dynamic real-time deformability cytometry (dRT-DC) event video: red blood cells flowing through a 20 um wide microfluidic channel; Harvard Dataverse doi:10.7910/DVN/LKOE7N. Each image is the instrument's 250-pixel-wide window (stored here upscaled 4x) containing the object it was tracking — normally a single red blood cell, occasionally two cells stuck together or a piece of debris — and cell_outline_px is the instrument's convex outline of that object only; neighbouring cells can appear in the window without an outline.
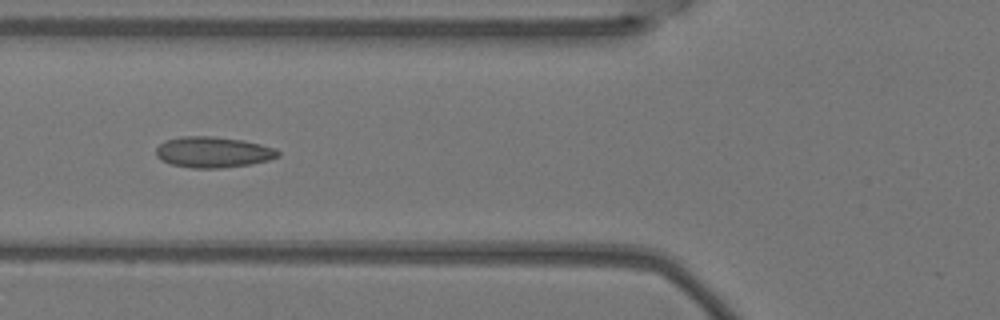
{"species": "Egyptian fruit bat (a non-hibernating species)", "species_latin": "Rousettus aegyptiacus", "temperature_condition": "warm", "stored_images_in_passage": 6, "camera_frame_rate_fps": 3000, "um_per_image_px": 0.085, "animal": {"sex": "female"}, "frame": {"image": 1, "passage_image": 5, "time_ms": 1.333, "image_size_px": [1000, 320], "cell_outline_px": [[280, 156], [268, 160], [252, 164], [220, 168], [192, 168], [172, 164], [160, 160], [156, 156], [156, 148], [164, 140], [180, 136], [212, 136], [244, 140], [276, 148], [280, 152]], "centroid_in_image_um": [18.11, 12.93], "position_along_channel_um": 107.7, "area_um2": 22.14}}
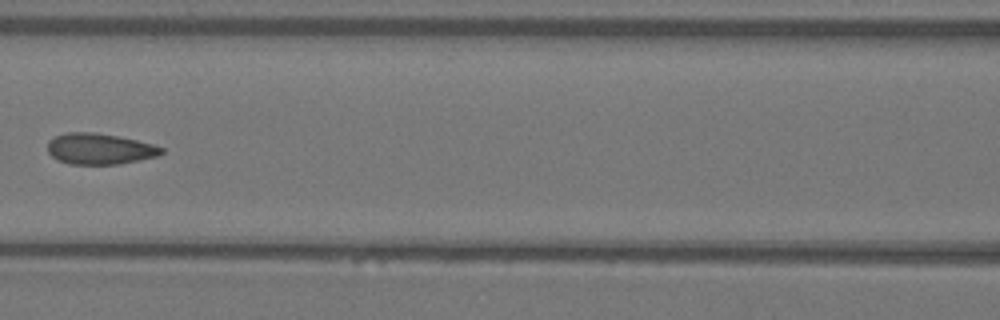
{"frame": {"image": 2, "passage_image": 6, "time_ms": 1.667, "image_size_px": [1000, 320], "cell_outline_px": [[164, 152], [160, 156], [120, 164], [68, 164], [56, 160], [48, 152], [48, 140], [64, 132], [96, 132], [136, 140], [152, 144], [164, 148]], "centroid_in_image_um": [8.47, 12.66], "position_along_channel_um": 158.1, "area_um2": 20.75}}